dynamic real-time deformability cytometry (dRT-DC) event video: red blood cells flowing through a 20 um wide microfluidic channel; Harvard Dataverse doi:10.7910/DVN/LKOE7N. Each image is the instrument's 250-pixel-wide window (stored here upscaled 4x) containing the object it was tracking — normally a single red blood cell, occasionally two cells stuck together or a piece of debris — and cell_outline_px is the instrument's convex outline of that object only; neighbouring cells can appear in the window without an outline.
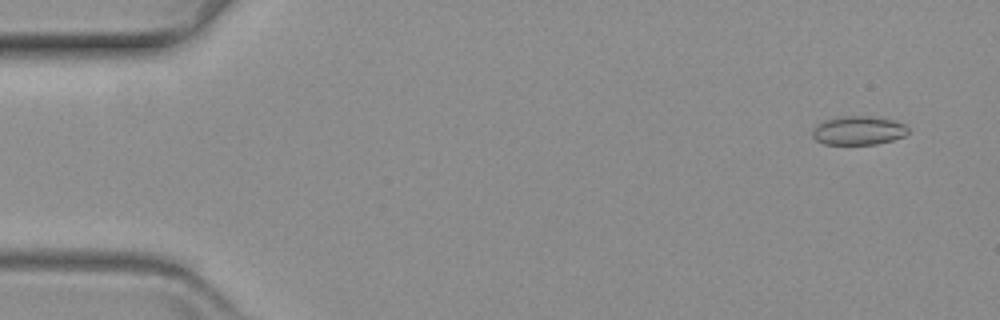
{"species": "common noctule bat (a hibernating species)", "species_latin": "Nyctalus noctula", "temperature_condition": "warm", "stored_images_in_passage": 12, "camera_frame_rate_fps": 3000, "um_per_image_px": 0.085, "animal": {"sex": "female", "body_mass_g": 19.3, "forearm_length_mm": 54.1}, "frame": {"image": 1, "passage_image": 4, "time_ms": 1.0, "image_size_px": [1000, 320], "cell_outline_px": [[908, 132], [904, 136], [892, 140], [876, 144], [824, 144], [816, 140], [812, 136], [812, 128], [816, 124], [832, 116], [872, 116], [892, 120], [904, 124], [908, 128]], "centroid_in_image_um": [72.91, 11.08], "position_along_channel_um": 12.1, "area_um2": 16.24}}